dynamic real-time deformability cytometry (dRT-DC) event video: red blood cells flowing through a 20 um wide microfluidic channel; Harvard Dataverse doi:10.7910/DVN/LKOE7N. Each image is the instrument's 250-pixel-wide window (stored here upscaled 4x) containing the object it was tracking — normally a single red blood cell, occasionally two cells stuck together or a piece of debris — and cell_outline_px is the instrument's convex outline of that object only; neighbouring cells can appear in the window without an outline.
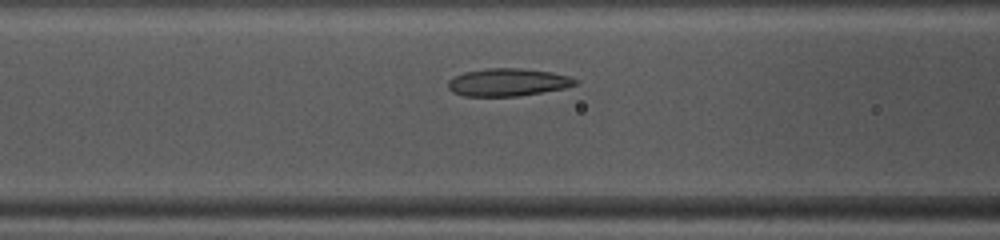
{"species": "common noctule bat (a hibernating species)", "species_latin": "Nyctalus noctula", "temperature_condition": "warm", "stored_images_in_passage": 39, "camera_frame_rate_fps": 3000, "um_per_image_px": 0.085, "animal": {"sex": "female", "body_mass_g": 10.0, "forearm_length_mm": 53.1}, "frame": {"image": 1, "passage_image": 17, "time_ms": 5.333, "image_size_px": [1000, 240], "cell_outline_px": [[576, 84], [564, 88], [520, 96], [464, 96], [452, 92], [448, 88], [448, 80], [464, 72], [488, 68], [520, 68], [552, 72], [568, 76], [576, 80]], "centroid_in_image_um": [43.13, 6.99], "position_along_channel_um": 123.5, "area_um2": 20.4}}
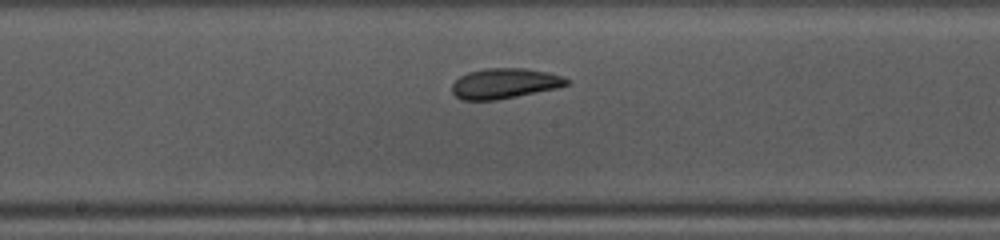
{"frame": {"image": 2, "passage_image": 23, "time_ms": 7.333, "image_size_px": [1000, 240], "cell_outline_px": [[572, 80], [568, 84], [556, 88], [496, 100], [460, 100], [452, 92], [452, 84], [460, 76], [468, 72], [484, 68], [524, 68], [548, 72], [564, 76]], "centroid_in_image_um": [42.9, 7.08], "position_along_channel_um": 205.3, "area_um2": 20.29}}
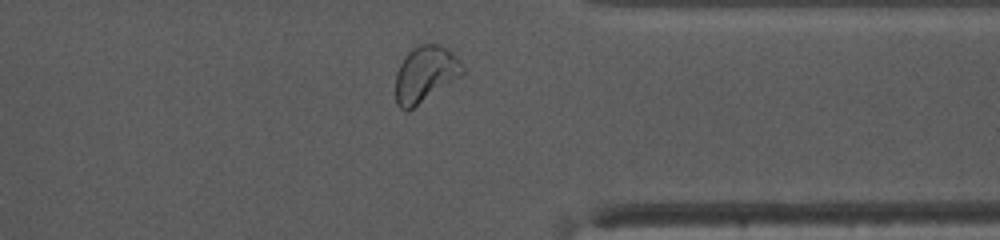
{"frame": {"image": 3, "passage_image": 36, "time_ms": 11.667, "image_size_px": [1000, 240], "cell_outline_px": [[468, 68], [460, 76], [408, 112], [404, 112], [396, 104], [396, 72], [400, 64], [408, 52], [412, 48], [420, 44], [440, 44], [448, 48]], "centroid_in_image_um": [36.16, 6.3], "position_along_channel_um": 375.2, "area_um2": 22.14}, "authors_computed_cell_mechanics": {"area_um2": 21.0392, "velocity_mm_per_s": 4.0863, "shape_relaxation_time_tau1_ms": 8.9476, "shape_relaxation_time_tau2_ms": 3.4536, "deformation_change_tau1": 0.1821, "deformation_change_tau2": 0.1071}}